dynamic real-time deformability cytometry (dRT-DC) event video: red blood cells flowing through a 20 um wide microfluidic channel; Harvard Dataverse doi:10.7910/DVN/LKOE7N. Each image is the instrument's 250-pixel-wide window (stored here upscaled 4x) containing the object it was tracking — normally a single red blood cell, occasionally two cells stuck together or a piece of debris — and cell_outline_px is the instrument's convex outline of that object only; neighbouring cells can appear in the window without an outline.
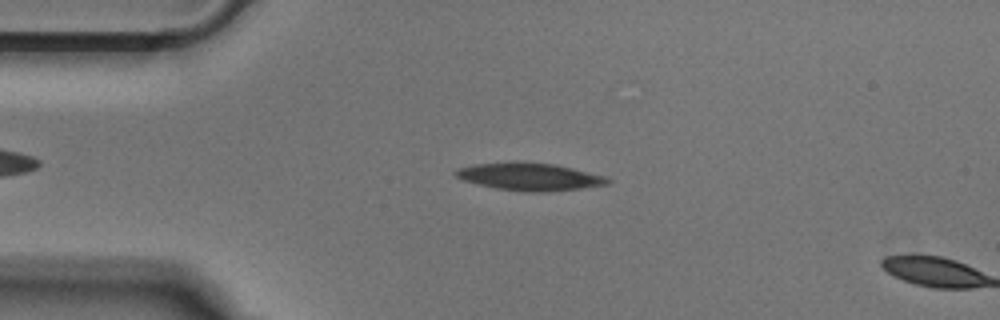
{"species": "Egyptian fruit bat (a non-hibernating species)", "species_latin": "Rousettus aegyptiacus", "temperature_condition": "cold", "stored_images_in_passage": 11, "camera_frame_rate_fps": 3000, "um_per_image_px": 0.085, "animal": {"sex": "male"}, "frame": {"image": 1, "passage_image": 10, "time_ms": 3.0, "image_size_px": [1000, 320], "cell_outline_px": [[612, 180], [608, 184], [580, 188], [548, 192], [524, 192], [496, 188], [464, 180], [456, 176], [452, 172], [460, 168], [476, 164], [556, 164], [608, 176]], "centroid_in_image_um": [45.12, 15.06], "position_along_channel_um": 39.9, "area_um2": 23.58}}